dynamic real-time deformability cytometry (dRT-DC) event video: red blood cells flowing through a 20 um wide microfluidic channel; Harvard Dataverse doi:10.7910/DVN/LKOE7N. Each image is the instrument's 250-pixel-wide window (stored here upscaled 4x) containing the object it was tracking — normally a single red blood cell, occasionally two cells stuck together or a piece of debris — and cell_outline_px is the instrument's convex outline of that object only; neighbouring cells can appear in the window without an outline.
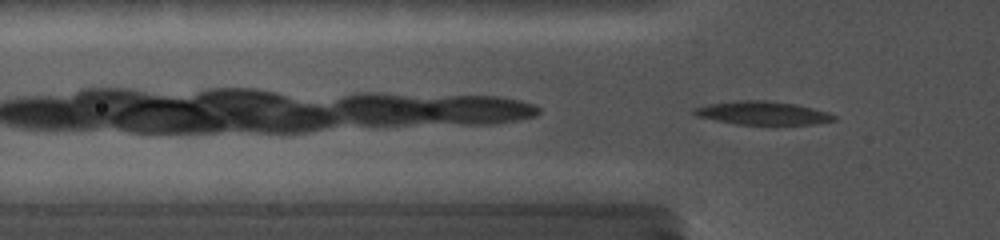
{"species": "common noctule bat (a hibernating species)", "species_latin": "Nyctalus noctula", "temperature_condition": "cold", "stored_images_in_passage": 75, "camera_frame_rate_fps": 5000, "um_per_image_px": 0.085, "animal": {"sex": "female", "body_mass_g": 19.0, "forearm_length_mm": 56.7}, "frame": {"image": 1, "passage_image": 5, "time_ms": 0.6, "image_size_px": [1000, 240], "cell_outline_px": [[836, 120], [812, 124], [736, 124], [696, 116], [692, 112], [692, 108], [708, 104], [740, 100], [768, 100], [796, 104], [828, 112], [836, 116]], "centroid_in_image_um": [64.8, 9.6], "position_along_channel_um": 61.0, "area_um2": 18.96}}
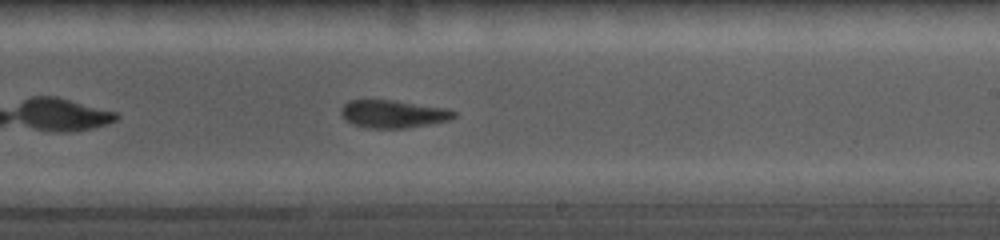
{"frame": {"image": 2, "passage_image": 33, "time_ms": 5.8, "image_size_px": [1000, 240], "cell_outline_px": [[456, 116], [448, 120], [428, 124], [404, 128], [368, 128], [352, 124], [340, 112], [340, 108], [348, 100], [392, 100], [448, 108], [456, 112]], "centroid_in_image_um": [33.42, 9.68], "position_along_channel_um": 255.6, "area_um2": 18.15}}
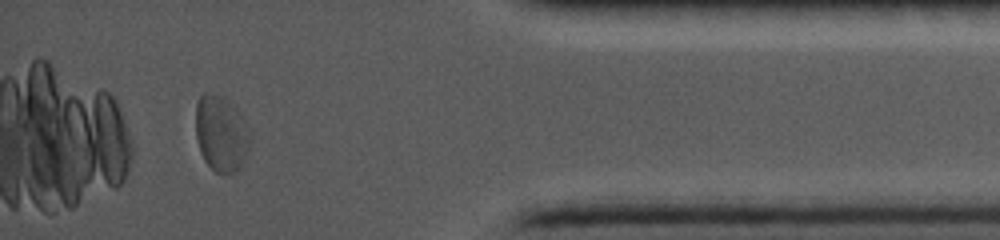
{"frame": {"image": 3, "passage_image": 65, "time_ms": 10.6, "image_size_px": [1000, 240], "cell_outline_px": [[252, 140], [244, 160], [240, 168], [232, 172], [216, 172], [204, 160], [200, 152], [196, 136], [196, 104], [200, 96], [204, 92], [220, 96], [236, 108], [252, 132]], "centroid_in_image_um": [18.82, 11.35], "position_along_channel_um": 416.4, "area_um2": 24.04}}